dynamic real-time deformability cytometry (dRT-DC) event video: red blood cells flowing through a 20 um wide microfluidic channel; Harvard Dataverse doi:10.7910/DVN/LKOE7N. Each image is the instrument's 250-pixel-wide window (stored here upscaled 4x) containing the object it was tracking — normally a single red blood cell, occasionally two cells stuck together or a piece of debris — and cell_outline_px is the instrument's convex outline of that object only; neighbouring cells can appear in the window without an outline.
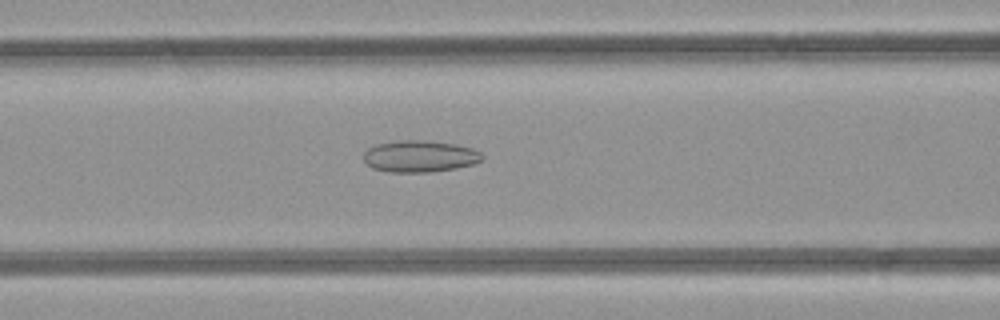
{"species": "common noctule bat (a hibernating species)", "species_latin": "Nyctalus noctula", "temperature_condition": "room temperature", "stored_images_in_passage": 48, "camera_frame_rate_fps": 3000, "um_per_image_px": 0.085, "animal": {"sex": "female", "body_mass_g": 21.9}, "frame": {"image": 1, "passage_image": 21, "time_ms": 6.667, "image_size_px": [1000, 320], "cell_outline_px": [[484, 156], [476, 164], [456, 168], [432, 172], [388, 172], [372, 168], [364, 160], [364, 152], [368, 148], [376, 144], [400, 140], [424, 140], [456, 144], [472, 148], [480, 152]], "centroid_in_image_um": [35.69, 13.29], "position_along_channel_um": 130.9, "area_um2": 22.02}}
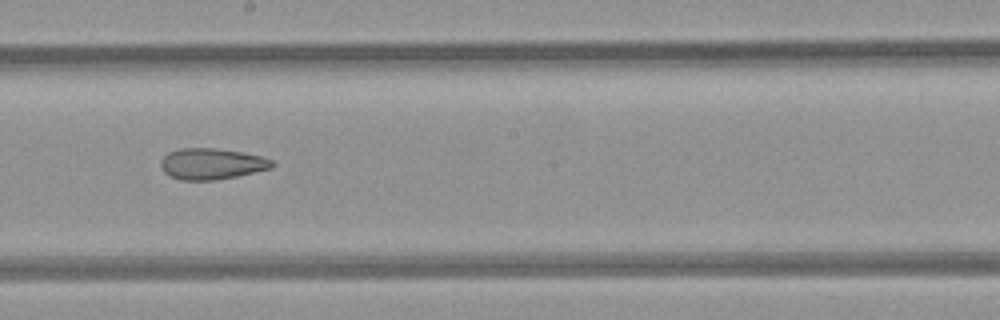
{"frame": {"image": 2, "passage_image": 28, "time_ms": 9.0, "image_size_px": [1000, 320], "cell_outline_px": [[276, 164], [272, 168], [236, 176], [212, 180], [180, 180], [168, 176], [164, 172], [160, 164], [160, 160], [168, 152], [180, 148], [212, 148], [240, 152], [260, 156], [272, 160]], "centroid_in_image_um": [17.96, 13.93], "position_along_channel_um": 230.2, "area_um2": 20.11}}
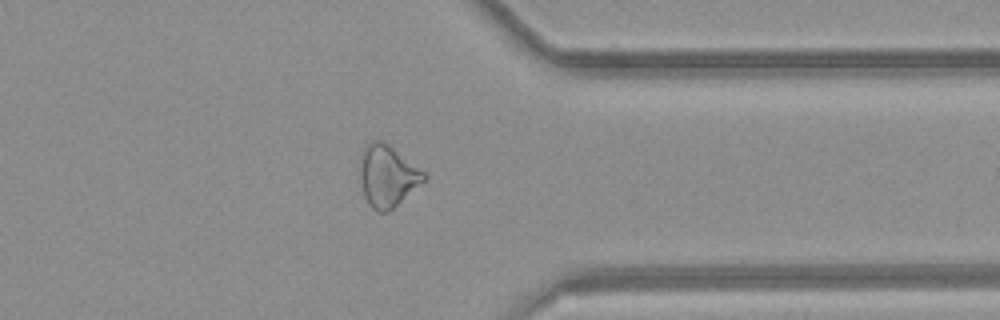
{"frame": {"image": 3, "passage_image": 39, "time_ms": 12.667, "image_size_px": [1000, 320], "cell_outline_px": [[428, 176], [424, 180], [388, 212], [376, 212], [368, 204], [364, 196], [360, 176], [360, 164], [364, 148], [372, 140], [384, 140], [424, 172]], "centroid_in_image_um": [32.91, 14.95], "position_along_channel_um": 378.5, "area_um2": 22.6}, "authors_computed_cell_mechanics": {"area_um2": 23.987, "velocity_mm_per_s": 4.2528, "shape_relaxation_time_tau1_ms": null, "shape_relaxation_time_tau2_ms": 4.7953, "deformation_change_tau1": null, "deformation_change_tau2": 0.1561}}